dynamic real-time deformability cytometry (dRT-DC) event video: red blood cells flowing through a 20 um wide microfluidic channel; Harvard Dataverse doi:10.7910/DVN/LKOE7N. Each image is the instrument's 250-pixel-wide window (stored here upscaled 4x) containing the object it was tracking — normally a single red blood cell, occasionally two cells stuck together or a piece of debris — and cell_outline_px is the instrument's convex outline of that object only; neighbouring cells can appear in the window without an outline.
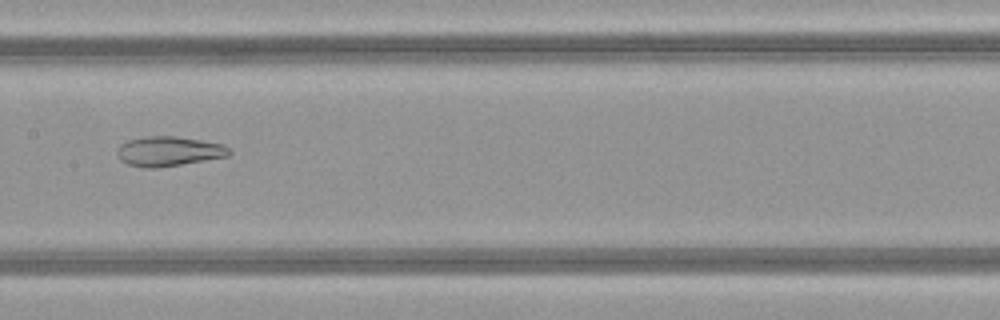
{"species": "common noctule bat (a hibernating species)", "species_latin": "Nyctalus noctula", "temperature_condition": "warm", "stored_images_in_passage": 49, "camera_frame_rate_fps": 3000, "um_per_image_px": 0.085, "animal": {"sex": "female", "body_mass_g": 21.9}, "frame": {"image": 1, "passage_image": 25, "time_ms": 8.0, "image_size_px": [1000, 320], "cell_outline_px": [[232, 152], [228, 156], [156, 168], [144, 168], [128, 164], [120, 160], [120, 144], [128, 140], [144, 136], [172, 136], [200, 140], [224, 144]], "centroid_in_image_um": [14.36, 12.85], "position_along_channel_um": 193.0, "area_um2": 19.07}}
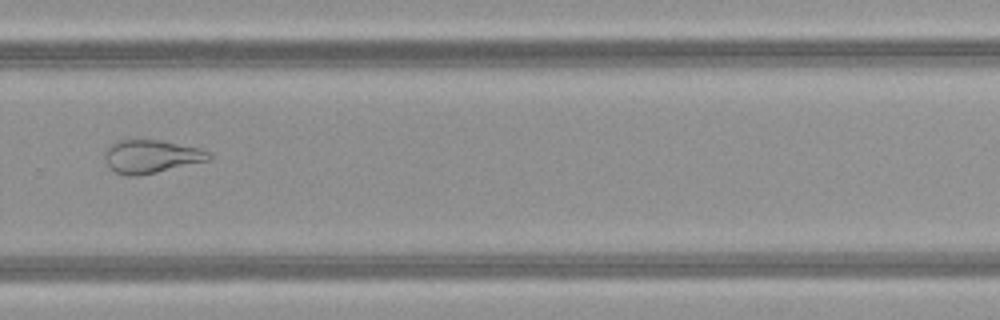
{"frame": {"image": 2, "passage_image": 34, "time_ms": 11.0, "image_size_px": [1000, 320], "cell_outline_px": [[212, 156], [208, 160], [140, 176], [128, 176], [116, 172], [108, 168], [104, 160], [104, 152], [112, 144], [120, 140], [160, 140], [200, 148], [212, 152]], "centroid_in_image_um": [12.84, 13.31], "position_along_channel_um": 317.0, "area_um2": 20.17}}
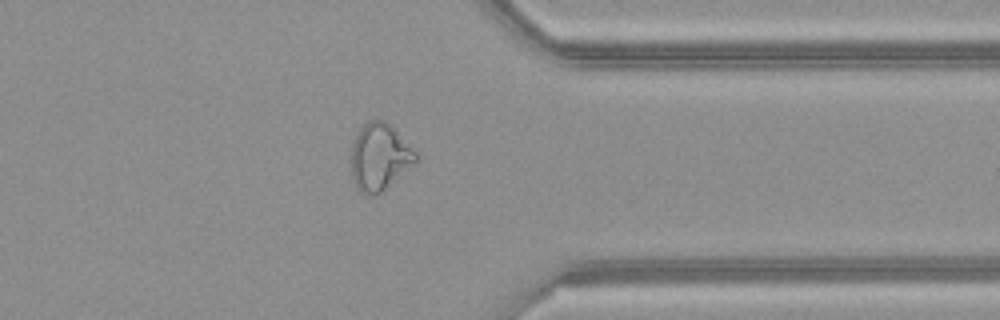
{"frame": {"image": 3, "passage_image": 39, "time_ms": 12.667, "image_size_px": [1000, 320], "cell_outline_px": [[416, 164], [384, 192], [376, 196], [372, 196], [360, 192], [356, 188], [352, 180], [352, 144], [360, 128], [368, 120], [384, 120], [416, 152]], "centroid_in_image_um": [32.26, 13.42], "position_along_channel_um": 379.1, "area_um2": 25.32}, "authors_computed_cell_mechanics": {"area_um2": 27.2238, "velocity_mm_per_s": 4.1514, "shape_relaxation_time_tau1_ms": null, "shape_relaxation_time_tau2_ms": 1.6869, "deformation_change_tau1": null, "deformation_change_tau2": 0.0964}}